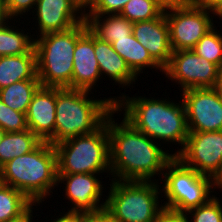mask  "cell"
<instances>
[{
    "label": "cell",
    "instance_id": "5bb4252c",
    "mask_svg": "<svg viewBox=\"0 0 222 222\" xmlns=\"http://www.w3.org/2000/svg\"><path fill=\"white\" fill-rule=\"evenodd\" d=\"M31 12L37 16L33 17L38 23L37 37L69 30L85 20V11L74 0H38Z\"/></svg>",
    "mask_w": 222,
    "mask_h": 222
},
{
    "label": "cell",
    "instance_id": "3957f363",
    "mask_svg": "<svg viewBox=\"0 0 222 222\" xmlns=\"http://www.w3.org/2000/svg\"><path fill=\"white\" fill-rule=\"evenodd\" d=\"M91 91L56 87L55 131L47 140L53 146L69 138L96 131L115 109L119 97L89 98Z\"/></svg>",
    "mask_w": 222,
    "mask_h": 222
},
{
    "label": "cell",
    "instance_id": "7c38bea8",
    "mask_svg": "<svg viewBox=\"0 0 222 222\" xmlns=\"http://www.w3.org/2000/svg\"><path fill=\"white\" fill-rule=\"evenodd\" d=\"M189 132L222 130V101L214 88L182 91Z\"/></svg>",
    "mask_w": 222,
    "mask_h": 222
},
{
    "label": "cell",
    "instance_id": "8992f818",
    "mask_svg": "<svg viewBox=\"0 0 222 222\" xmlns=\"http://www.w3.org/2000/svg\"><path fill=\"white\" fill-rule=\"evenodd\" d=\"M109 180H111L108 187L110 191L105 199L104 211L114 222H156L159 214L164 210L159 196L162 194L160 190L162 184L158 185V179L153 181Z\"/></svg>",
    "mask_w": 222,
    "mask_h": 222
},
{
    "label": "cell",
    "instance_id": "603a6c76",
    "mask_svg": "<svg viewBox=\"0 0 222 222\" xmlns=\"http://www.w3.org/2000/svg\"><path fill=\"white\" fill-rule=\"evenodd\" d=\"M40 87L39 79L18 81L0 89V99L11 109L26 114L34 94Z\"/></svg>",
    "mask_w": 222,
    "mask_h": 222
},
{
    "label": "cell",
    "instance_id": "d4e9b609",
    "mask_svg": "<svg viewBox=\"0 0 222 222\" xmlns=\"http://www.w3.org/2000/svg\"><path fill=\"white\" fill-rule=\"evenodd\" d=\"M33 205L21 191L0 182V222L21 217Z\"/></svg>",
    "mask_w": 222,
    "mask_h": 222
},
{
    "label": "cell",
    "instance_id": "f35d334b",
    "mask_svg": "<svg viewBox=\"0 0 222 222\" xmlns=\"http://www.w3.org/2000/svg\"><path fill=\"white\" fill-rule=\"evenodd\" d=\"M84 11L89 8V6L92 4L93 0H74Z\"/></svg>",
    "mask_w": 222,
    "mask_h": 222
},
{
    "label": "cell",
    "instance_id": "484cf974",
    "mask_svg": "<svg viewBox=\"0 0 222 222\" xmlns=\"http://www.w3.org/2000/svg\"><path fill=\"white\" fill-rule=\"evenodd\" d=\"M169 0H130L120 15L132 23L150 21L158 18L165 10Z\"/></svg>",
    "mask_w": 222,
    "mask_h": 222
},
{
    "label": "cell",
    "instance_id": "e575fe53",
    "mask_svg": "<svg viewBox=\"0 0 222 222\" xmlns=\"http://www.w3.org/2000/svg\"><path fill=\"white\" fill-rule=\"evenodd\" d=\"M65 212L60 214L63 215H59L57 216L58 218L54 219L51 222H83V213H76V212Z\"/></svg>",
    "mask_w": 222,
    "mask_h": 222
},
{
    "label": "cell",
    "instance_id": "d590c367",
    "mask_svg": "<svg viewBox=\"0 0 222 222\" xmlns=\"http://www.w3.org/2000/svg\"><path fill=\"white\" fill-rule=\"evenodd\" d=\"M12 20L13 19L8 14L5 0H0V25H4Z\"/></svg>",
    "mask_w": 222,
    "mask_h": 222
},
{
    "label": "cell",
    "instance_id": "f546056e",
    "mask_svg": "<svg viewBox=\"0 0 222 222\" xmlns=\"http://www.w3.org/2000/svg\"><path fill=\"white\" fill-rule=\"evenodd\" d=\"M130 0H93L84 14L109 15L120 14Z\"/></svg>",
    "mask_w": 222,
    "mask_h": 222
},
{
    "label": "cell",
    "instance_id": "44dd1931",
    "mask_svg": "<svg viewBox=\"0 0 222 222\" xmlns=\"http://www.w3.org/2000/svg\"><path fill=\"white\" fill-rule=\"evenodd\" d=\"M111 44L113 49L126 61L137 76H140L139 74H142L146 67L164 72V69L151 57L133 34L126 38L117 39Z\"/></svg>",
    "mask_w": 222,
    "mask_h": 222
},
{
    "label": "cell",
    "instance_id": "e0dca14e",
    "mask_svg": "<svg viewBox=\"0 0 222 222\" xmlns=\"http://www.w3.org/2000/svg\"><path fill=\"white\" fill-rule=\"evenodd\" d=\"M56 87H40L26 113L27 127L41 141H47L55 131Z\"/></svg>",
    "mask_w": 222,
    "mask_h": 222
},
{
    "label": "cell",
    "instance_id": "7bdbcfd3",
    "mask_svg": "<svg viewBox=\"0 0 222 222\" xmlns=\"http://www.w3.org/2000/svg\"><path fill=\"white\" fill-rule=\"evenodd\" d=\"M218 18H219V20H222V15H219Z\"/></svg>",
    "mask_w": 222,
    "mask_h": 222
},
{
    "label": "cell",
    "instance_id": "83f0119b",
    "mask_svg": "<svg viewBox=\"0 0 222 222\" xmlns=\"http://www.w3.org/2000/svg\"><path fill=\"white\" fill-rule=\"evenodd\" d=\"M215 196L206 204L190 209L185 213L190 222H222V201L220 202V199Z\"/></svg>",
    "mask_w": 222,
    "mask_h": 222
},
{
    "label": "cell",
    "instance_id": "30bf717a",
    "mask_svg": "<svg viewBox=\"0 0 222 222\" xmlns=\"http://www.w3.org/2000/svg\"><path fill=\"white\" fill-rule=\"evenodd\" d=\"M176 157L185 166L217 181L222 176V130L189 132Z\"/></svg>",
    "mask_w": 222,
    "mask_h": 222
},
{
    "label": "cell",
    "instance_id": "60d3db41",
    "mask_svg": "<svg viewBox=\"0 0 222 222\" xmlns=\"http://www.w3.org/2000/svg\"><path fill=\"white\" fill-rule=\"evenodd\" d=\"M218 189L220 188L222 190V176L216 181Z\"/></svg>",
    "mask_w": 222,
    "mask_h": 222
},
{
    "label": "cell",
    "instance_id": "7a4b0ae2",
    "mask_svg": "<svg viewBox=\"0 0 222 222\" xmlns=\"http://www.w3.org/2000/svg\"><path fill=\"white\" fill-rule=\"evenodd\" d=\"M121 95L115 106L117 114L124 110L123 118L136 130L156 142L162 140L161 142L165 144L166 142L167 144L171 142L179 144L178 147L181 146V149L178 148L173 153V156L176 157L184 148L189 135L182 99L177 103L166 98L129 97L124 93Z\"/></svg>",
    "mask_w": 222,
    "mask_h": 222
},
{
    "label": "cell",
    "instance_id": "ac0fdd59",
    "mask_svg": "<svg viewBox=\"0 0 222 222\" xmlns=\"http://www.w3.org/2000/svg\"><path fill=\"white\" fill-rule=\"evenodd\" d=\"M94 52L101 76H107L115 85L131 86L138 76L130 69L126 61L113 49L112 44L94 35ZM104 74V75H103Z\"/></svg>",
    "mask_w": 222,
    "mask_h": 222
},
{
    "label": "cell",
    "instance_id": "ab89813d",
    "mask_svg": "<svg viewBox=\"0 0 222 222\" xmlns=\"http://www.w3.org/2000/svg\"><path fill=\"white\" fill-rule=\"evenodd\" d=\"M177 3H194L196 0H172Z\"/></svg>",
    "mask_w": 222,
    "mask_h": 222
},
{
    "label": "cell",
    "instance_id": "6da1fadb",
    "mask_svg": "<svg viewBox=\"0 0 222 222\" xmlns=\"http://www.w3.org/2000/svg\"><path fill=\"white\" fill-rule=\"evenodd\" d=\"M114 109L108 115V136L111 177L123 181H153L163 175L166 165L174 158L161 144L136 130L124 118L115 122ZM113 115V116H112ZM153 178V179H152Z\"/></svg>",
    "mask_w": 222,
    "mask_h": 222
},
{
    "label": "cell",
    "instance_id": "4dcf8cb0",
    "mask_svg": "<svg viewBox=\"0 0 222 222\" xmlns=\"http://www.w3.org/2000/svg\"><path fill=\"white\" fill-rule=\"evenodd\" d=\"M38 0H5L7 11L9 16L16 20H21L18 15L22 18V15L28 14L30 10L37 4ZM18 18V19H17Z\"/></svg>",
    "mask_w": 222,
    "mask_h": 222
},
{
    "label": "cell",
    "instance_id": "74e56055",
    "mask_svg": "<svg viewBox=\"0 0 222 222\" xmlns=\"http://www.w3.org/2000/svg\"><path fill=\"white\" fill-rule=\"evenodd\" d=\"M214 89L216 90V92L218 93V96L220 97L222 101V69L219 71Z\"/></svg>",
    "mask_w": 222,
    "mask_h": 222
},
{
    "label": "cell",
    "instance_id": "7402d4cb",
    "mask_svg": "<svg viewBox=\"0 0 222 222\" xmlns=\"http://www.w3.org/2000/svg\"><path fill=\"white\" fill-rule=\"evenodd\" d=\"M41 142L30 129L6 132L0 143V168L14 158L30 153Z\"/></svg>",
    "mask_w": 222,
    "mask_h": 222
},
{
    "label": "cell",
    "instance_id": "b9f144b4",
    "mask_svg": "<svg viewBox=\"0 0 222 222\" xmlns=\"http://www.w3.org/2000/svg\"><path fill=\"white\" fill-rule=\"evenodd\" d=\"M6 132L0 127V143L3 140V137L5 136Z\"/></svg>",
    "mask_w": 222,
    "mask_h": 222
},
{
    "label": "cell",
    "instance_id": "5b68a950",
    "mask_svg": "<svg viewBox=\"0 0 222 222\" xmlns=\"http://www.w3.org/2000/svg\"><path fill=\"white\" fill-rule=\"evenodd\" d=\"M87 29L84 20L69 30L35 37L37 77L42 87L72 88L76 42Z\"/></svg>",
    "mask_w": 222,
    "mask_h": 222
},
{
    "label": "cell",
    "instance_id": "ba28073f",
    "mask_svg": "<svg viewBox=\"0 0 222 222\" xmlns=\"http://www.w3.org/2000/svg\"><path fill=\"white\" fill-rule=\"evenodd\" d=\"M161 179L164 182L161 192L167 200L164 209L178 213L206 204L214 197L210 193L218 188L213 178L185 166L177 157L166 165Z\"/></svg>",
    "mask_w": 222,
    "mask_h": 222
},
{
    "label": "cell",
    "instance_id": "52a82bcc",
    "mask_svg": "<svg viewBox=\"0 0 222 222\" xmlns=\"http://www.w3.org/2000/svg\"><path fill=\"white\" fill-rule=\"evenodd\" d=\"M58 174L111 175L108 136V116L93 133L69 138L54 145Z\"/></svg>",
    "mask_w": 222,
    "mask_h": 222
},
{
    "label": "cell",
    "instance_id": "8d00e7d4",
    "mask_svg": "<svg viewBox=\"0 0 222 222\" xmlns=\"http://www.w3.org/2000/svg\"><path fill=\"white\" fill-rule=\"evenodd\" d=\"M33 206L25 213L23 214L21 217L11 220L9 222H32L33 220Z\"/></svg>",
    "mask_w": 222,
    "mask_h": 222
},
{
    "label": "cell",
    "instance_id": "cb8c5ba5",
    "mask_svg": "<svg viewBox=\"0 0 222 222\" xmlns=\"http://www.w3.org/2000/svg\"><path fill=\"white\" fill-rule=\"evenodd\" d=\"M13 21V25L10 22L0 25V56L23 55L34 48L35 38L33 36L35 34L31 36V33H25L20 28L17 29L16 26L14 27L16 19Z\"/></svg>",
    "mask_w": 222,
    "mask_h": 222
},
{
    "label": "cell",
    "instance_id": "836d02e7",
    "mask_svg": "<svg viewBox=\"0 0 222 222\" xmlns=\"http://www.w3.org/2000/svg\"><path fill=\"white\" fill-rule=\"evenodd\" d=\"M83 222H114L103 210L98 213H83Z\"/></svg>",
    "mask_w": 222,
    "mask_h": 222
},
{
    "label": "cell",
    "instance_id": "9c48e42d",
    "mask_svg": "<svg viewBox=\"0 0 222 222\" xmlns=\"http://www.w3.org/2000/svg\"><path fill=\"white\" fill-rule=\"evenodd\" d=\"M164 13L169 26L172 52L192 50L197 42L215 26L214 15L218 17L214 11L193 3H177L172 0L166 4Z\"/></svg>",
    "mask_w": 222,
    "mask_h": 222
},
{
    "label": "cell",
    "instance_id": "f1b7e54d",
    "mask_svg": "<svg viewBox=\"0 0 222 222\" xmlns=\"http://www.w3.org/2000/svg\"><path fill=\"white\" fill-rule=\"evenodd\" d=\"M0 127L5 132H19L28 129L26 114L17 112L0 99Z\"/></svg>",
    "mask_w": 222,
    "mask_h": 222
},
{
    "label": "cell",
    "instance_id": "4fadbf2b",
    "mask_svg": "<svg viewBox=\"0 0 222 222\" xmlns=\"http://www.w3.org/2000/svg\"><path fill=\"white\" fill-rule=\"evenodd\" d=\"M97 176L91 173L58 174L57 185L65 184L64 195L72 205L68 212L90 214L105 209L106 201L101 202L104 187Z\"/></svg>",
    "mask_w": 222,
    "mask_h": 222
},
{
    "label": "cell",
    "instance_id": "ffe728a7",
    "mask_svg": "<svg viewBox=\"0 0 222 222\" xmlns=\"http://www.w3.org/2000/svg\"><path fill=\"white\" fill-rule=\"evenodd\" d=\"M85 21L96 37L109 43L132 35L133 23L120 14H85Z\"/></svg>",
    "mask_w": 222,
    "mask_h": 222
},
{
    "label": "cell",
    "instance_id": "1f68e13d",
    "mask_svg": "<svg viewBox=\"0 0 222 222\" xmlns=\"http://www.w3.org/2000/svg\"><path fill=\"white\" fill-rule=\"evenodd\" d=\"M156 222H190L185 213H178L164 209L156 219Z\"/></svg>",
    "mask_w": 222,
    "mask_h": 222
},
{
    "label": "cell",
    "instance_id": "9a60e30c",
    "mask_svg": "<svg viewBox=\"0 0 222 222\" xmlns=\"http://www.w3.org/2000/svg\"><path fill=\"white\" fill-rule=\"evenodd\" d=\"M132 34L163 69L169 64L172 50L164 12L153 20L133 23Z\"/></svg>",
    "mask_w": 222,
    "mask_h": 222
},
{
    "label": "cell",
    "instance_id": "d6986e66",
    "mask_svg": "<svg viewBox=\"0 0 222 222\" xmlns=\"http://www.w3.org/2000/svg\"><path fill=\"white\" fill-rule=\"evenodd\" d=\"M28 79H39L35 48L23 55L0 56V89Z\"/></svg>",
    "mask_w": 222,
    "mask_h": 222
},
{
    "label": "cell",
    "instance_id": "2e32d148",
    "mask_svg": "<svg viewBox=\"0 0 222 222\" xmlns=\"http://www.w3.org/2000/svg\"><path fill=\"white\" fill-rule=\"evenodd\" d=\"M101 77L94 52V34L89 28L78 38L73 55L72 89L90 91Z\"/></svg>",
    "mask_w": 222,
    "mask_h": 222
},
{
    "label": "cell",
    "instance_id": "277c9868",
    "mask_svg": "<svg viewBox=\"0 0 222 222\" xmlns=\"http://www.w3.org/2000/svg\"><path fill=\"white\" fill-rule=\"evenodd\" d=\"M58 167L55 147L42 141L30 153L18 156L0 168V182L21 191L40 206L57 185ZM45 198V199H44Z\"/></svg>",
    "mask_w": 222,
    "mask_h": 222
},
{
    "label": "cell",
    "instance_id": "8fae6325",
    "mask_svg": "<svg viewBox=\"0 0 222 222\" xmlns=\"http://www.w3.org/2000/svg\"><path fill=\"white\" fill-rule=\"evenodd\" d=\"M220 70L216 64L193 50H179L172 52L170 62L162 74L179 84L182 92L193 88H214Z\"/></svg>",
    "mask_w": 222,
    "mask_h": 222
},
{
    "label": "cell",
    "instance_id": "4316f807",
    "mask_svg": "<svg viewBox=\"0 0 222 222\" xmlns=\"http://www.w3.org/2000/svg\"><path fill=\"white\" fill-rule=\"evenodd\" d=\"M215 27L210 29L192 50L222 69V32L220 34Z\"/></svg>",
    "mask_w": 222,
    "mask_h": 222
},
{
    "label": "cell",
    "instance_id": "d6a6232c",
    "mask_svg": "<svg viewBox=\"0 0 222 222\" xmlns=\"http://www.w3.org/2000/svg\"><path fill=\"white\" fill-rule=\"evenodd\" d=\"M193 4L214 11L218 16L222 14V0H196Z\"/></svg>",
    "mask_w": 222,
    "mask_h": 222
}]
</instances>
